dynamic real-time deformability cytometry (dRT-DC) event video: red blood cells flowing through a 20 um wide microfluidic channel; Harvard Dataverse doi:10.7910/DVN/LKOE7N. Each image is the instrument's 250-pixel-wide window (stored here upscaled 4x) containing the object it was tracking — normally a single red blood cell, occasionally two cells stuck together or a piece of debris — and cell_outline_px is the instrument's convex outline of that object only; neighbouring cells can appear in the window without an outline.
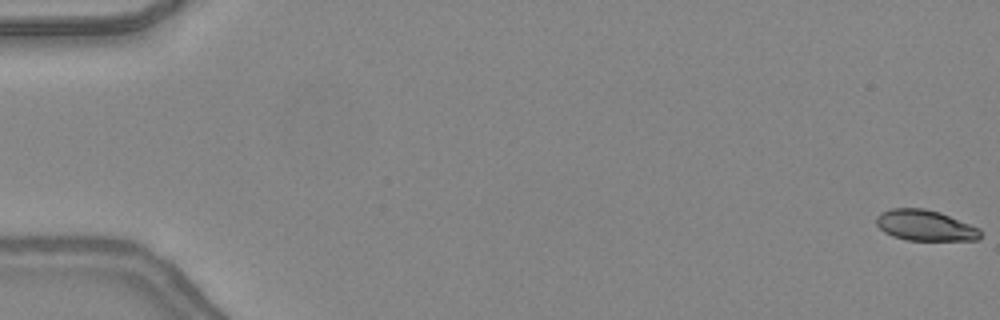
{"species": "common noctule bat (a hibernating species)", "species_latin": "Nyctalus noctula", "temperature_condition": "warm", "stored_images_in_passage": 17, "camera_frame_rate_fps": 3000, "um_per_image_px": 0.085, "animal": {"sex": "female", "body_mass_g": 24.6, "forearm_length_mm": 56.2}, "frame": {"image": 1, "passage_image": 1, "time_ms": 0.0, "image_size_px": [1000, 320], "cell_outline_px": [[980, 236], [976, 240], [908, 240], [892, 236], [884, 232], [876, 224], [876, 216], [880, 212], [892, 208], [924, 208], [940, 212], [980, 228]], "centroid_in_image_um": [78.61, 19.15], "position_along_channel_um": 6.4, "area_um2": 18.67}}